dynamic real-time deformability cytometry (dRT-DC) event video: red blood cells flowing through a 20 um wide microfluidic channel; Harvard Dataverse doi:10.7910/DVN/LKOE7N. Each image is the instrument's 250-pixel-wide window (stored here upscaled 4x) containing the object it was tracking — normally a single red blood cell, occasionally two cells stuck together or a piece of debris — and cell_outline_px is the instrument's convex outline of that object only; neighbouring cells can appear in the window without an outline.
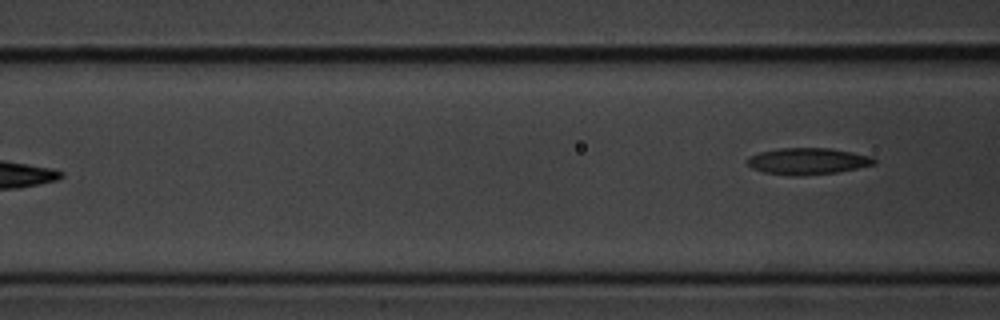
{"species": "common noctule bat (a hibernating species)", "species_latin": "Nyctalus noctula", "temperature_condition": "cold", "stored_images_in_passage": 4, "camera_frame_rate_fps": 3000, "um_per_image_px": 0.085, "animal": {"sex": "male", "body_mass_g": 20.1, "forearm_length_mm": 53.5}, "frame": {"image": 1, "passage_image": 4, "time_ms": 1.0, "image_size_px": [1000, 320], "cell_outline_px": [[876, 164], [836, 172], [792, 176], [764, 172], [752, 168], [748, 164], [748, 160], [752, 156], [760, 152], [780, 148], [828, 148], [852, 152], [872, 156], [876, 160]], "centroid_in_image_um": [68.69, 13.69], "position_along_channel_um": 97.9, "area_um2": 19.31}}